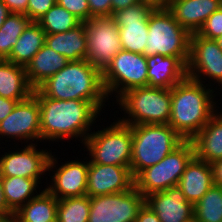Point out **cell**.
Segmentation results:
<instances>
[{"label": "cell", "mask_w": 222, "mask_h": 222, "mask_svg": "<svg viewBox=\"0 0 222 222\" xmlns=\"http://www.w3.org/2000/svg\"><path fill=\"white\" fill-rule=\"evenodd\" d=\"M87 44L84 23L66 32L46 34L45 38V45L65 56L69 61L85 60Z\"/></svg>", "instance_id": "obj_24"}, {"label": "cell", "mask_w": 222, "mask_h": 222, "mask_svg": "<svg viewBox=\"0 0 222 222\" xmlns=\"http://www.w3.org/2000/svg\"><path fill=\"white\" fill-rule=\"evenodd\" d=\"M197 222H222V187L212 185L207 193L194 205Z\"/></svg>", "instance_id": "obj_30"}, {"label": "cell", "mask_w": 222, "mask_h": 222, "mask_svg": "<svg viewBox=\"0 0 222 222\" xmlns=\"http://www.w3.org/2000/svg\"><path fill=\"white\" fill-rule=\"evenodd\" d=\"M145 197L135 186L121 193L90 197L88 222H134Z\"/></svg>", "instance_id": "obj_11"}, {"label": "cell", "mask_w": 222, "mask_h": 222, "mask_svg": "<svg viewBox=\"0 0 222 222\" xmlns=\"http://www.w3.org/2000/svg\"><path fill=\"white\" fill-rule=\"evenodd\" d=\"M195 156L191 140H184L159 163L147 167L135 177V188L144 197L177 186L187 164Z\"/></svg>", "instance_id": "obj_7"}, {"label": "cell", "mask_w": 222, "mask_h": 222, "mask_svg": "<svg viewBox=\"0 0 222 222\" xmlns=\"http://www.w3.org/2000/svg\"><path fill=\"white\" fill-rule=\"evenodd\" d=\"M18 101L0 96V122L4 120L14 109Z\"/></svg>", "instance_id": "obj_39"}, {"label": "cell", "mask_w": 222, "mask_h": 222, "mask_svg": "<svg viewBox=\"0 0 222 222\" xmlns=\"http://www.w3.org/2000/svg\"><path fill=\"white\" fill-rule=\"evenodd\" d=\"M58 200L44 189L23 205L14 217L20 222H47L57 217Z\"/></svg>", "instance_id": "obj_27"}, {"label": "cell", "mask_w": 222, "mask_h": 222, "mask_svg": "<svg viewBox=\"0 0 222 222\" xmlns=\"http://www.w3.org/2000/svg\"><path fill=\"white\" fill-rule=\"evenodd\" d=\"M14 214H0V222H11Z\"/></svg>", "instance_id": "obj_44"}, {"label": "cell", "mask_w": 222, "mask_h": 222, "mask_svg": "<svg viewBox=\"0 0 222 222\" xmlns=\"http://www.w3.org/2000/svg\"><path fill=\"white\" fill-rule=\"evenodd\" d=\"M37 23L46 34H55L72 30L82 22L72 13L56 3L37 21Z\"/></svg>", "instance_id": "obj_31"}, {"label": "cell", "mask_w": 222, "mask_h": 222, "mask_svg": "<svg viewBox=\"0 0 222 222\" xmlns=\"http://www.w3.org/2000/svg\"><path fill=\"white\" fill-rule=\"evenodd\" d=\"M56 3L72 13L82 23L90 19L88 0H56Z\"/></svg>", "instance_id": "obj_34"}, {"label": "cell", "mask_w": 222, "mask_h": 222, "mask_svg": "<svg viewBox=\"0 0 222 222\" xmlns=\"http://www.w3.org/2000/svg\"><path fill=\"white\" fill-rule=\"evenodd\" d=\"M69 60L44 45L26 65V76L35 90L52 75L64 68Z\"/></svg>", "instance_id": "obj_23"}, {"label": "cell", "mask_w": 222, "mask_h": 222, "mask_svg": "<svg viewBox=\"0 0 222 222\" xmlns=\"http://www.w3.org/2000/svg\"><path fill=\"white\" fill-rule=\"evenodd\" d=\"M46 33L37 22H31L18 38L9 57L6 59L16 65L24 66L45 45Z\"/></svg>", "instance_id": "obj_26"}, {"label": "cell", "mask_w": 222, "mask_h": 222, "mask_svg": "<svg viewBox=\"0 0 222 222\" xmlns=\"http://www.w3.org/2000/svg\"><path fill=\"white\" fill-rule=\"evenodd\" d=\"M34 89L30 86L24 66L0 60V96L18 102L28 99Z\"/></svg>", "instance_id": "obj_25"}, {"label": "cell", "mask_w": 222, "mask_h": 222, "mask_svg": "<svg viewBox=\"0 0 222 222\" xmlns=\"http://www.w3.org/2000/svg\"><path fill=\"white\" fill-rule=\"evenodd\" d=\"M37 89L45 97L55 100L89 101L99 111L107 99L102 72L87 60L69 61Z\"/></svg>", "instance_id": "obj_3"}, {"label": "cell", "mask_w": 222, "mask_h": 222, "mask_svg": "<svg viewBox=\"0 0 222 222\" xmlns=\"http://www.w3.org/2000/svg\"><path fill=\"white\" fill-rule=\"evenodd\" d=\"M146 61L150 87L169 89L187 77V66L178 57L155 54Z\"/></svg>", "instance_id": "obj_20"}, {"label": "cell", "mask_w": 222, "mask_h": 222, "mask_svg": "<svg viewBox=\"0 0 222 222\" xmlns=\"http://www.w3.org/2000/svg\"><path fill=\"white\" fill-rule=\"evenodd\" d=\"M156 7V3L143 0L112 13L119 29L122 50L143 54L147 44L149 16Z\"/></svg>", "instance_id": "obj_12"}, {"label": "cell", "mask_w": 222, "mask_h": 222, "mask_svg": "<svg viewBox=\"0 0 222 222\" xmlns=\"http://www.w3.org/2000/svg\"><path fill=\"white\" fill-rule=\"evenodd\" d=\"M191 141L198 159L210 164L222 159V111L216 112Z\"/></svg>", "instance_id": "obj_22"}, {"label": "cell", "mask_w": 222, "mask_h": 222, "mask_svg": "<svg viewBox=\"0 0 222 222\" xmlns=\"http://www.w3.org/2000/svg\"><path fill=\"white\" fill-rule=\"evenodd\" d=\"M40 106L41 140L82 137L89 135L99 110L89 101L55 100L45 97L38 89L33 91ZM84 137V138H83Z\"/></svg>", "instance_id": "obj_1"}, {"label": "cell", "mask_w": 222, "mask_h": 222, "mask_svg": "<svg viewBox=\"0 0 222 222\" xmlns=\"http://www.w3.org/2000/svg\"><path fill=\"white\" fill-rule=\"evenodd\" d=\"M88 162L70 161L62 164L52 176L50 187L45 188L57 200L86 195Z\"/></svg>", "instance_id": "obj_18"}, {"label": "cell", "mask_w": 222, "mask_h": 222, "mask_svg": "<svg viewBox=\"0 0 222 222\" xmlns=\"http://www.w3.org/2000/svg\"><path fill=\"white\" fill-rule=\"evenodd\" d=\"M213 184L222 187V159L211 163Z\"/></svg>", "instance_id": "obj_40"}, {"label": "cell", "mask_w": 222, "mask_h": 222, "mask_svg": "<svg viewBox=\"0 0 222 222\" xmlns=\"http://www.w3.org/2000/svg\"><path fill=\"white\" fill-rule=\"evenodd\" d=\"M213 89L186 77L171 88L169 125L184 139L192 140L214 113ZM215 111V112H214Z\"/></svg>", "instance_id": "obj_2"}, {"label": "cell", "mask_w": 222, "mask_h": 222, "mask_svg": "<svg viewBox=\"0 0 222 222\" xmlns=\"http://www.w3.org/2000/svg\"><path fill=\"white\" fill-rule=\"evenodd\" d=\"M147 71V61L143 54L120 50L102 71L107 97L115 92L118 93V99L126 91L148 86Z\"/></svg>", "instance_id": "obj_9"}, {"label": "cell", "mask_w": 222, "mask_h": 222, "mask_svg": "<svg viewBox=\"0 0 222 222\" xmlns=\"http://www.w3.org/2000/svg\"><path fill=\"white\" fill-rule=\"evenodd\" d=\"M47 222H59V220H58V217H56L55 219L47 221Z\"/></svg>", "instance_id": "obj_47"}, {"label": "cell", "mask_w": 222, "mask_h": 222, "mask_svg": "<svg viewBox=\"0 0 222 222\" xmlns=\"http://www.w3.org/2000/svg\"><path fill=\"white\" fill-rule=\"evenodd\" d=\"M87 60L101 72L122 50L119 29L112 16H94L86 22Z\"/></svg>", "instance_id": "obj_10"}, {"label": "cell", "mask_w": 222, "mask_h": 222, "mask_svg": "<svg viewBox=\"0 0 222 222\" xmlns=\"http://www.w3.org/2000/svg\"><path fill=\"white\" fill-rule=\"evenodd\" d=\"M148 1H151V2L156 3V4L159 2V0H148Z\"/></svg>", "instance_id": "obj_50"}, {"label": "cell", "mask_w": 222, "mask_h": 222, "mask_svg": "<svg viewBox=\"0 0 222 222\" xmlns=\"http://www.w3.org/2000/svg\"><path fill=\"white\" fill-rule=\"evenodd\" d=\"M0 135L24 141L41 140L40 106L33 94L18 102L13 111L0 122Z\"/></svg>", "instance_id": "obj_15"}, {"label": "cell", "mask_w": 222, "mask_h": 222, "mask_svg": "<svg viewBox=\"0 0 222 222\" xmlns=\"http://www.w3.org/2000/svg\"><path fill=\"white\" fill-rule=\"evenodd\" d=\"M143 0H111L112 13L123 10L131 5L142 2Z\"/></svg>", "instance_id": "obj_41"}, {"label": "cell", "mask_w": 222, "mask_h": 222, "mask_svg": "<svg viewBox=\"0 0 222 222\" xmlns=\"http://www.w3.org/2000/svg\"><path fill=\"white\" fill-rule=\"evenodd\" d=\"M134 222H160L156 213L145 203L139 210L138 216Z\"/></svg>", "instance_id": "obj_37"}, {"label": "cell", "mask_w": 222, "mask_h": 222, "mask_svg": "<svg viewBox=\"0 0 222 222\" xmlns=\"http://www.w3.org/2000/svg\"><path fill=\"white\" fill-rule=\"evenodd\" d=\"M197 34L212 40L222 35V6L206 19Z\"/></svg>", "instance_id": "obj_33"}, {"label": "cell", "mask_w": 222, "mask_h": 222, "mask_svg": "<svg viewBox=\"0 0 222 222\" xmlns=\"http://www.w3.org/2000/svg\"><path fill=\"white\" fill-rule=\"evenodd\" d=\"M116 100L123 111L128 114L127 118H120L119 121L122 123L127 125L169 123L171 88L150 86L134 88L124 92Z\"/></svg>", "instance_id": "obj_6"}, {"label": "cell", "mask_w": 222, "mask_h": 222, "mask_svg": "<svg viewBox=\"0 0 222 222\" xmlns=\"http://www.w3.org/2000/svg\"><path fill=\"white\" fill-rule=\"evenodd\" d=\"M211 164L194 156L180 177L178 187L187 201L195 205L212 187Z\"/></svg>", "instance_id": "obj_21"}, {"label": "cell", "mask_w": 222, "mask_h": 222, "mask_svg": "<svg viewBox=\"0 0 222 222\" xmlns=\"http://www.w3.org/2000/svg\"><path fill=\"white\" fill-rule=\"evenodd\" d=\"M90 19L94 16H112L111 0H88Z\"/></svg>", "instance_id": "obj_36"}, {"label": "cell", "mask_w": 222, "mask_h": 222, "mask_svg": "<svg viewBox=\"0 0 222 222\" xmlns=\"http://www.w3.org/2000/svg\"><path fill=\"white\" fill-rule=\"evenodd\" d=\"M186 222H197V221L195 220V218H192V219H190V220H188Z\"/></svg>", "instance_id": "obj_48"}, {"label": "cell", "mask_w": 222, "mask_h": 222, "mask_svg": "<svg viewBox=\"0 0 222 222\" xmlns=\"http://www.w3.org/2000/svg\"><path fill=\"white\" fill-rule=\"evenodd\" d=\"M216 41H217L219 47L222 49V35L219 38H217Z\"/></svg>", "instance_id": "obj_46"}, {"label": "cell", "mask_w": 222, "mask_h": 222, "mask_svg": "<svg viewBox=\"0 0 222 222\" xmlns=\"http://www.w3.org/2000/svg\"><path fill=\"white\" fill-rule=\"evenodd\" d=\"M89 212L90 197L87 195L58 200L59 222H88Z\"/></svg>", "instance_id": "obj_32"}, {"label": "cell", "mask_w": 222, "mask_h": 222, "mask_svg": "<svg viewBox=\"0 0 222 222\" xmlns=\"http://www.w3.org/2000/svg\"><path fill=\"white\" fill-rule=\"evenodd\" d=\"M145 203L160 222H186L194 218V205L187 201L178 185L146 196Z\"/></svg>", "instance_id": "obj_17"}, {"label": "cell", "mask_w": 222, "mask_h": 222, "mask_svg": "<svg viewBox=\"0 0 222 222\" xmlns=\"http://www.w3.org/2000/svg\"><path fill=\"white\" fill-rule=\"evenodd\" d=\"M9 14H10V11H9L8 7L6 6V4L2 0H0V28L3 25V23L5 22V20Z\"/></svg>", "instance_id": "obj_43"}, {"label": "cell", "mask_w": 222, "mask_h": 222, "mask_svg": "<svg viewBox=\"0 0 222 222\" xmlns=\"http://www.w3.org/2000/svg\"><path fill=\"white\" fill-rule=\"evenodd\" d=\"M32 21L21 13H10L0 28V60H6L18 38Z\"/></svg>", "instance_id": "obj_29"}, {"label": "cell", "mask_w": 222, "mask_h": 222, "mask_svg": "<svg viewBox=\"0 0 222 222\" xmlns=\"http://www.w3.org/2000/svg\"><path fill=\"white\" fill-rule=\"evenodd\" d=\"M201 75L222 84V49L216 40L192 33L190 36L187 77L202 82Z\"/></svg>", "instance_id": "obj_14"}, {"label": "cell", "mask_w": 222, "mask_h": 222, "mask_svg": "<svg viewBox=\"0 0 222 222\" xmlns=\"http://www.w3.org/2000/svg\"><path fill=\"white\" fill-rule=\"evenodd\" d=\"M135 186L130 166L89 163L87 192L89 197L128 191Z\"/></svg>", "instance_id": "obj_16"}, {"label": "cell", "mask_w": 222, "mask_h": 222, "mask_svg": "<svg viewBox=\"0 0 222 222\" xmlns=\"http://www.w3.org/2000/svg\"><path fill=\"white\" fill-rule=\"evenodd\" d=\"M130 127L133 139L130 170L134 178L145 168L159 163L184 141L169 124Z\"/></svg>", "instance_id": "obj_4"}, {"label": "cell", "mask_w": 222, "mask_h": 222, "mask_svg": "<svg viewBox=\"0 0 222 222\" xmlns=\"http://www.w3.org/2000/svg\"><path fill=\"white\" fill-rule=\"evenodd\" d=\"M0 214H14L7 206L3 188H2V176L0 174Z\"/></svg>", "instance_id": "obj_42"}, {"label": "cell", "mask_w": 222, "mask_h": 222, "mask_svg": "<svg viewBox=\"0 0 222 222\" xmlns=\"http://www.w3.org/2000/svg\"><path fill=\"white\" fill-rule=\"evenodd\" d=\"M38 183L39 181L31 178L2 177V188L8 208L16 213L23 205L36 197L33 194Z\"/></svg>", "instance_id": "obj_28"}, {"label": "cell", "mask_w": 222, "mask_h": 222, "mask_svg": "<svg viewBox=\"0 0 222 222\" xmlns=\"http://www.w3.org/2000/svg\"><path fill=\"white\" fill-rule=\"evenodd\" d=\"M91 133L83 142L92 157L89 163L130 166L133 147L130 125L118 120L103 130Z\"/></svg>", "instance_id": "obj_8"}, {"label": "cell", "mask_w": 222, "mask_h": 222, "mask_svg": "<svg viewBox=\"0 0 222 222\" xmlns=\"http://www.w3.org/2000/svg\"><path fill=\"white\" fill-rule=\"evenodd\" d=\"M57 160L45 150H36L35 144L25 145L21 151H13L0 158V174L2 177H24L36 179L50 171ZM44 173V174H43Z\"/></svg>", "instance_id": "obj_13"}, {"label": "cell", "mask_w": 222, "mask_h": 222, "mask_svg": "<svg viewBox=\"0 0 222 222\" xmlns=\"http://www.w3.org/2000/svg\"><path fill=\"white\" fill-rule=\"evenodd\" d=\"M221 6V0H176L166 8L192 34L197 33L206 19Z\"/></svg>", "instance_id": "obj_19"}, {"label": "cell", "mask_w": 222, "mask_h": 222, "mask_svg": "<svg viewBox=\"0 0 222 222\" xmlns=\"http://www.w3.org/2000/svg\"><path fill=\"white\" fill-rule=\"evenodd\" d=\"M174 1L176 0H159V2L157 3V7H167Z\"/></svg>", "instance_id": "obj_45"}, {"label": "cell", "mask_w": 222, "mask_h": 222, "mask_svg": "<svg viewBox=\"0 0 222 222\" xmlns=\"http://www.w3.org/2000/svg\"><path fill=\"white\" fill-rule=\"evenodd\" d=\"M55 4L56 0H28L26 16L37 22Z\"/></svg>", "instance_id": "obj_35"}, {"label": "cell", "mask_w": 222, "mask_h": 222, "mask_svg": "<svg viewBox=\"0 0 222 222\" xmlns=\"http://www.w3.org/2000/svg\"><path fill=\"white\" fill-rule=\"evenodd\" d=\"M190 36L166 7H156L149 16L147 44L143 55L178 57L187 66Z\"/></svg>", "instance_id": "obj_5"}, {"label": "cell", "mask_w": 222, "mask_h": 222, "mask_svg": "<svg viewBox=\"0 0 222 222\" xmlns=\"http://www.w3.org/2000/svg\"><path fill=\"white\" fill-rule=\"evenodd\" d=\"M8 7L10 13H21L26 15L28 0H2Z\"/></svg>", "instance_id": "obj_38"}, {"label": "cell", "mask_w": 222, "mask_h": 222, "mask_svg": "<svg viewBox=\"0 0 222 222\" xmlns=\"http://www.w3.org/2000/svg\"><path fill=\"white\" fill-rule=\"evenodd\" d=\"M11 222H20V221H18L15 217H13V219L11 220Z\"/></svg>", "instance_id": "obj_49"}]
</instances>
